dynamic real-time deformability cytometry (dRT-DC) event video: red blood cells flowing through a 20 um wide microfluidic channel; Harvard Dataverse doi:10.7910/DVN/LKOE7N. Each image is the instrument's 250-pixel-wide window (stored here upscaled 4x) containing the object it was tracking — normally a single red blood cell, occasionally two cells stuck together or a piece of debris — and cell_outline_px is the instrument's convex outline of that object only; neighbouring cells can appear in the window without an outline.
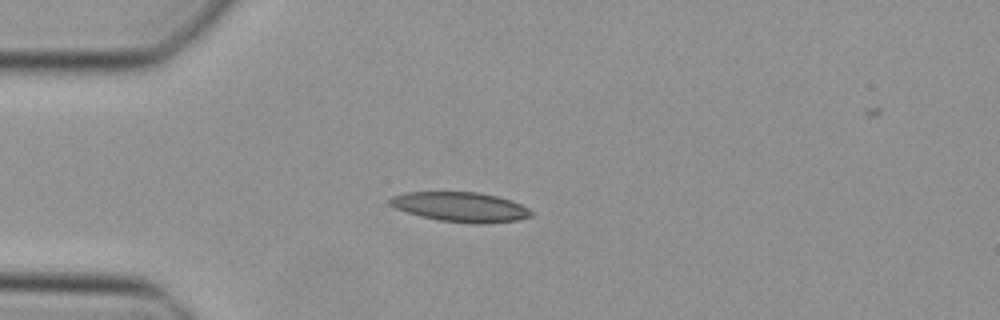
{"species": "Egyptian fruit bat (a non-hibernating species)", "species_latin": "Rousettus aegyptiacus", "temperature_condition": "cold", "stored_images_in_passage": 31, "camera_frame_rate_fps": 3000, "um_per_image_px": 0.085, "animal": {"sex": "female"}, "frame": {"image": 1, "passage_image": 1, "time_ms": 0.0, "image_size_px": [1000, 320], "cell_outline_px": [[536, 212], [532, 216], [516, 220], [484, 224], [472, 224], [440, 220], [420, 216], [396, 208], [388, 204], [388, 200], [392, 196], [404, 192], [480, 192], [512, 200]], "centroid_in_image_um": [39.17, 17.59], "position_along_channel_um": 45.8, "area_um2": 24.62}}
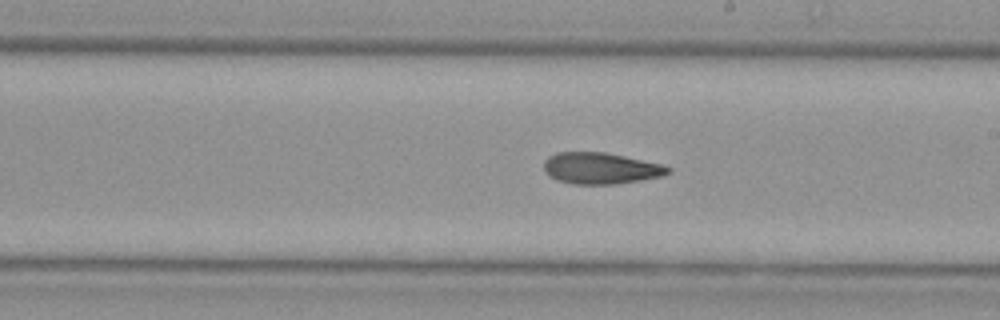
{"frame": {"image": 2, "passage_image": 16, "time_ms": 5.0, "image_size_px": [1000, 320], "cell_outline_px": [[672, 172], [664, 176], [616, 184], [572, 184], [556, 180], [544, 172], [544, 160], [548, 156], [556, 152], [604, 152], [624, 156], [660, 164], [672, 168]], "centroid_in_image_um": [51.04, 14.31], "position_along_channel_um": 238.0, "area_um2": 22.83}}
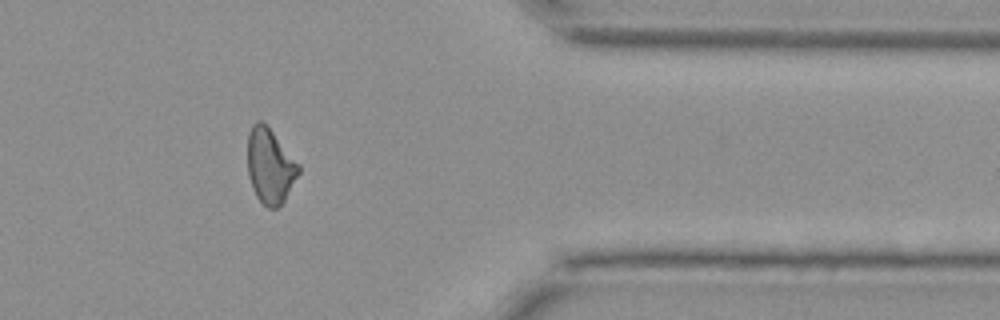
{"frame": {"image": 3, "passage_image": 28, "time_ms": 9.0, "image_size_px": [1000, 320], "cell_outline_px": [[300, 172], [284, 200], [276, 208], [268, 208], [256, 196], [252, 188], [248, 176], [248, 132], [252, 124], [256, 120], [260, 120], [272, 132], [300, 164]], "centroid_in_image_um": [22.94, 14.11], "position_along_channel_um": 388.5, "area_um2": 22.08}}